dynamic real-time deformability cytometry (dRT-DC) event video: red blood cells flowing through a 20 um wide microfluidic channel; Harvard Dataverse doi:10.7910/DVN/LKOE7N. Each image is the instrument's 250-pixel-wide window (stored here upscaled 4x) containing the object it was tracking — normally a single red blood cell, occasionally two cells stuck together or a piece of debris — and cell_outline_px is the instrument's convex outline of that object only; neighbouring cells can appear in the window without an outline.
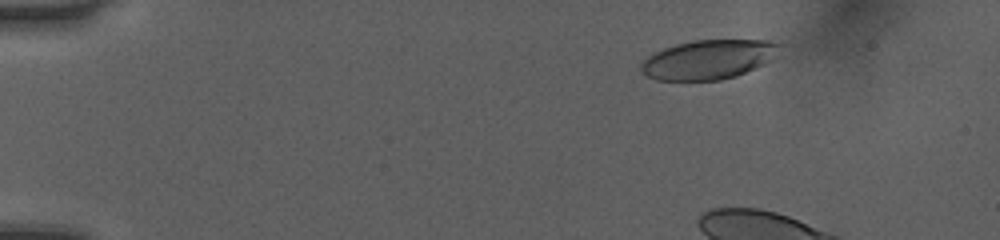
{"species": "human", "species_latin": "Homo sapiens", "temperature_condition": "room temperature", "stored_images_in_passage": 8, "camera_frame_rate_fps": 3000, "um_per_image_px": 0.085, "donor": {"sex": "female"}, "frame": {"image": 1, "passage_image": 2, "time_ms": 0.333, "image_size_px": [1000, 240], "cell_outline_px": [[780, 44], [772, 60], [756, 68], [736, 76], [720, 80], [656, 80], [640, 72], [640, 64], [652, 52], [676, 44], [692, 40], [768, 40]], "centroid_in_image_um": [60.18, 5.06], "position_along_channel_um": 24.8, "area_um2": 31.79}}